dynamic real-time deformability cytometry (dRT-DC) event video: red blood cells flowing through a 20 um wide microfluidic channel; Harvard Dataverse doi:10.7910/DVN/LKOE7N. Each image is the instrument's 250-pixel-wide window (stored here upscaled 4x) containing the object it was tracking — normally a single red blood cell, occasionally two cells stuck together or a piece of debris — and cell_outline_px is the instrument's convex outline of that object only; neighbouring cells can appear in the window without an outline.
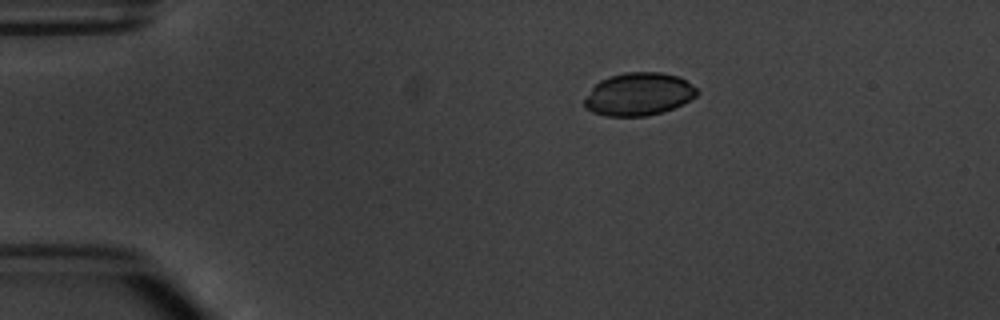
{"species": "common noctule bat (a hibernating species)", "species_latin": "Nyctalus noctula", "temperature_condition": "warm", "stored_images_in_passage": 9, "camera_frame_rate_fps": 3000, "um_per_image_px": 0.085, "animal": {"sex": "male", "body_mass_g": 20.1, "forearm_length_mm": 53.5}, "frame": {"image": 1, "passage_image": 1, "time_ms": 0.0, "image_size_px": [1000, 320], "cell_outline_px": [[700, 92], [696, 96], [672, 108], [648, 116], [604, 116], [592, 112], [584, 108], [584, 100], [592, 88], [600, 80], [608, 76], [624, 72], [660, 72], [680, 76], [696, 88]], "centroid_in_image_um": [54.26, 8.0], "position_along_channel_um": 30.7, "area_um2": 28.09}}